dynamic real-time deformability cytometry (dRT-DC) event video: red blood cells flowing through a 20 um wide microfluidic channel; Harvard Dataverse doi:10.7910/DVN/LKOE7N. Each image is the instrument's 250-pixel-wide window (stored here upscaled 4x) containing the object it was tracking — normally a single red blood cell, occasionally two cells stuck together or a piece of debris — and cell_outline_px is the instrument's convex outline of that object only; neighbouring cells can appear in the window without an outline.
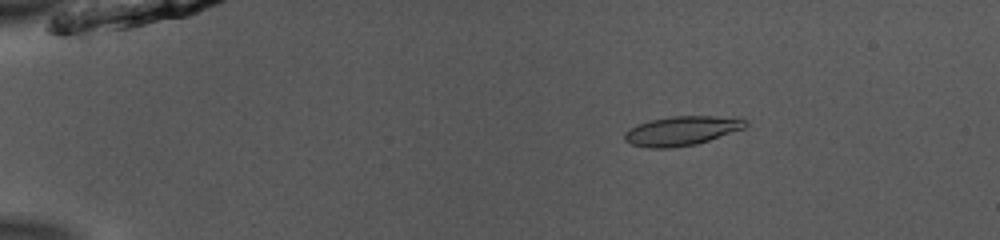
{"species": "common noctule bat (a hibernating species)", "species_latin": "Nyctalus noctula", "temperature_condition": "room temperature", "stored_images_in_passage": 52, "camera_frame_rate_fps": 3000, "um_per_image_px": 0.085, "animal": {"sex": "male", "body_mass_g": 13.0, "forearm_length_mm": 53.1}, "frame": {"image": 1, "passage_image": 10, "time_ms": 3.0, "image_size_px": [1000, 240], "cell_outline_px": [[748, 124], [744, 128], [696, 144], [668, 148], [648, 148], [632, 144], [624, 140], [624, 132], [628, 128], [652, 120], [672, 116], [740, 116], [748, 120]], "centroid_in_image_um": [57.99, 11.1], "position_along_channel_um": 27.0, "area_um2": 20.69}}
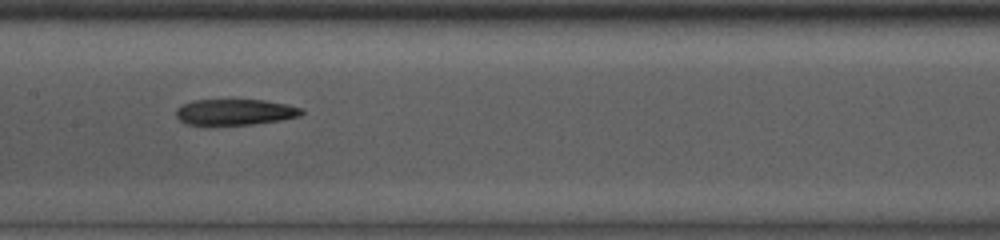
{"frame": {"image": 2, "passage_image": 28, "time_ms": 9.0, "image_size_px": [1000, 240], "cell_outline_px": [[304, 112], [300, 116], [280, 120], [252, 124], [188, 124], [180, 120], [176, 116], [176, 108], [192, 100], [264, 100], [304, 108]], "centroid_in_image_um": [20.0, 9.51], "position_along_channel_um": 187.4, "area_um2": 18.73}}
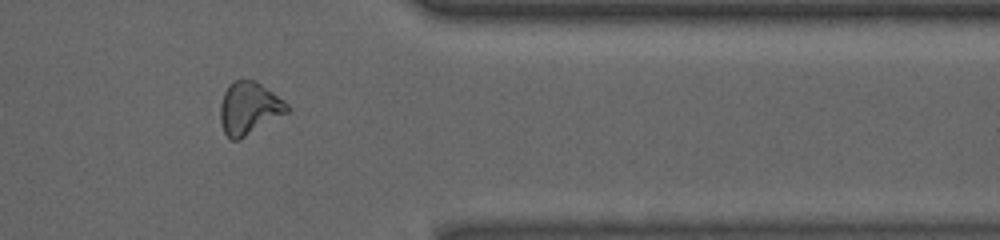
{"frame": {"image": 3, "passage_image": 44, "time_ms": 14.333, "image_size_px": [1000, 240], "cell_outline_px": [[288, 112], [240, 140], [232, 140], [224, 132], [220, 120], [220, 104], [224, 92], [228, 84], [232, 80], [256, 80], [284, 100], [288, 104]], "centroid_in_image_um": [21.15, 9.19], "position_along_channel_um": 390.2, "area_um2": 20.52}, "authors_computed_cell_mechanics": {"area_um2": 20.0855, "velocity_mm_per_s": 3.9598, "shape_relaxation_time_tau1_ms": null, "shape_relaxation_time_tau2_ms": 8.7246, "deformation_change_tau1": null, "deformation_change_tau2": 0.1804}}